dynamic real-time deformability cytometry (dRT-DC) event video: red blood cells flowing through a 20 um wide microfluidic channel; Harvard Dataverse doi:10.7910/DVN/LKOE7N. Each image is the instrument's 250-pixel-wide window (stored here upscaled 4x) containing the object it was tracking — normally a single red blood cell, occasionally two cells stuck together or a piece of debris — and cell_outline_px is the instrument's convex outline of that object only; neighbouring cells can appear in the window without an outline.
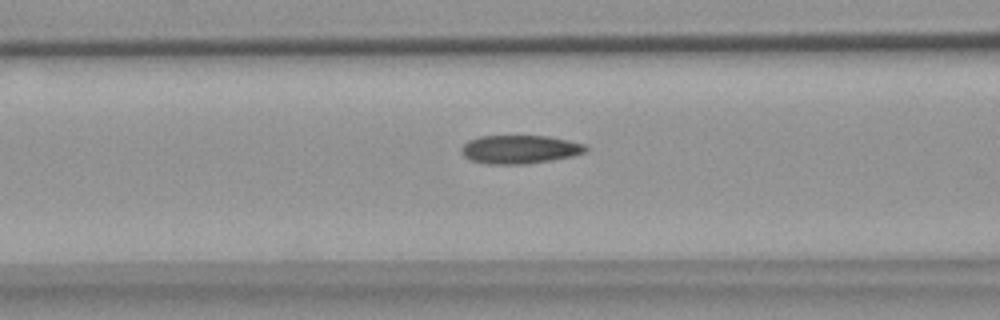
{"species": "common noctule bat (a hibernating species)", "species_latin": "Nyctalus noctula", "temperature_condition": "warm", "stored_images_in_passage": 49, "camera_frame_rate_fps": 3000, "um_per_image_px": 0.085, "animal": {"sex": "female", "body_mass_g": 18.4}, "frame": {"image": 1, "passage_image": 16, "time_ms": 5.0, "image_size_px": [1000, 320], "cell_outline_px": [[588, 152], [572, 156], [552, 160], [528, 164], [488, 164], [472, 160], [464, 156], [460, 152], [460, 148], [468, 140], [480, 136], [548, 136], [568, 140], [584, 144], [588, 148]], "centroid_in_image_um": [44.19, 12.7], "position_along_channel_um": 122.4, "area_um2": 20.75}}
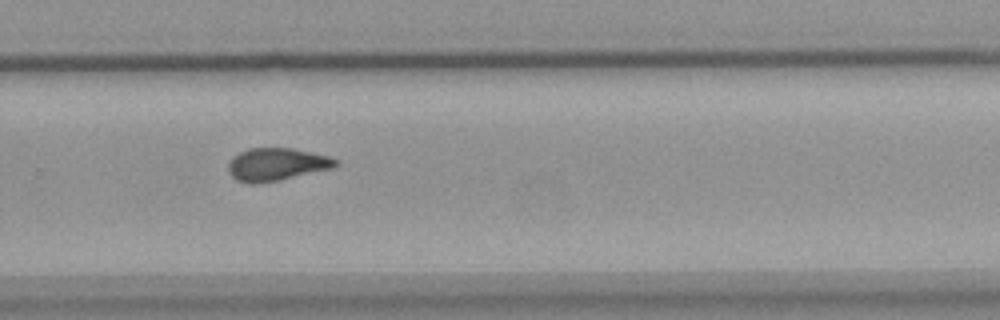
{"frame": {"image": 2, "passage_image": 31, "time_ms": 10.0, "image_size_px": [1000, 320], "cell_outline_px": [[340, 164], [332, 168], [280, 180], [260, 184], [252, 184], [236, 180], [228, 172], [228, 164], [232, 156], [248, 148], [292, 148], [328, 156], [340, 160]], "centroid_in_image_um": [23.5, 13.98], "position_along_channel_um": 306.3, "area_um2": 20.63}}
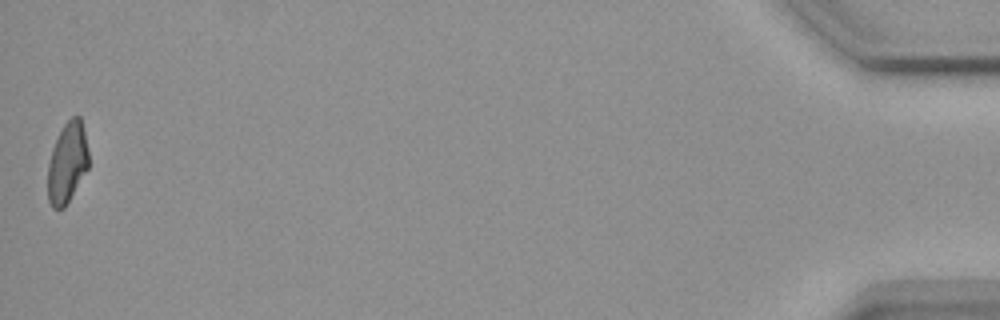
{"frame": {"image": 3, "passage_image": 49, "time_ms": 16.0, "image_size_px": [1000, 320], "cell_outline_px": [[88, 168], [64, 208], [52, 208], [48, 200], [48, 164], [52, 148], [64, 124], [72, 116], [80, 116], [88, 148]], "centroid_in_image_um": [5.71, 13.83], "position_along_channel_um": 429.5, "area_um2": 18.96}, "authors_computed_cell_mechanics": {"area_um2": 20.808, "velocity_mm_per_s": 3.6933, "shape_relaxation_time_tau1_ms": null, "shape_relaxation_time_tau2_ms": 3.688, "deformation_change_tau1": null, "deformation_change_tau2": 0.0886}}